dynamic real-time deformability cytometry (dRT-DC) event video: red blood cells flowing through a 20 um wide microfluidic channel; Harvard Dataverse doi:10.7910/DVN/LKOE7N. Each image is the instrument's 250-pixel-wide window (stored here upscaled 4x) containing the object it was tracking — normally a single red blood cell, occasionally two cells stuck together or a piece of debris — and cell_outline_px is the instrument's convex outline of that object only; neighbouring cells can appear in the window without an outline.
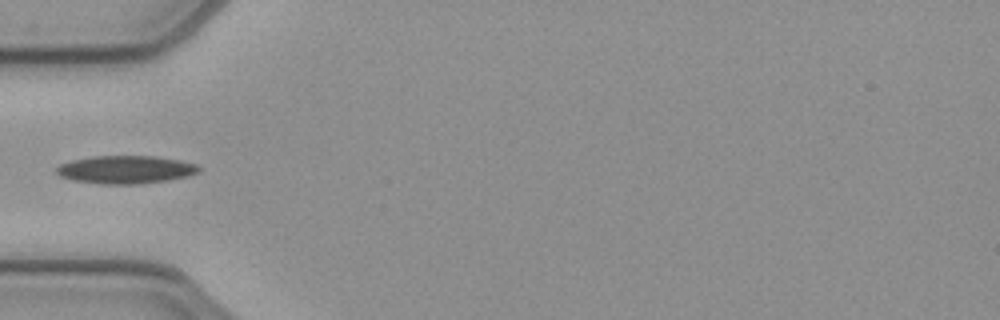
{"species": "common noctule bat (a hibernating species)", "species_latin": "Nyctalus noctula", "temperature_condition": "cold", "stored_images_in_passage": 36, "camera_frame_rate_fps": 3000, "um_per_image_px": 0.085, "animal": {"sex": "female", "body_mass_g": 21.9}, "frame": {"image": 1, "passage_image": 1, "time_ms": 0.0, "image_size_px": [1000, 320], "cell_outline_px": [[200, 172], [188, 176], [168, 180], [140, 184], [100, 184], [72, 180], [60, 176], [56, 172], [56, 168], [60, 164], [72, 160], [92, 156], [156, 156], [180, 160], [196, 164], [200, 168]], "centroid_in_image_um": [10.69, 14.42], "position_along_channel_um": 74.3, "area_um2": 23.35}}
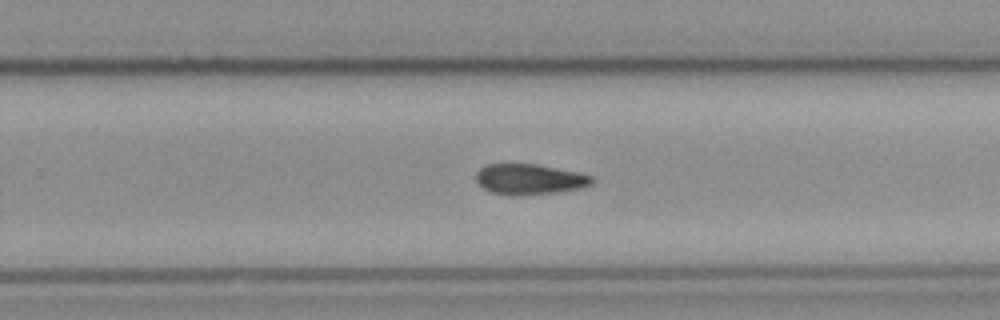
{"frame": {"image": 2, "passage_image": 17, "time_ms": 5.333, "image_size_px": [1000, 320], "cell_outline_px": [[596, 180], [592, 184], [580, 188], [556, 192], [524, 196], [508, 196], [492, 192], [484, 188], [476, 180], [476, 172], [480, 168], [488, 164], [536, 164], [576, 172], [592, 176]], "centroid_in_image_um": [45.0, 15.25], "position_along_channel_um": 284.8, "area_um2": 20.69}}
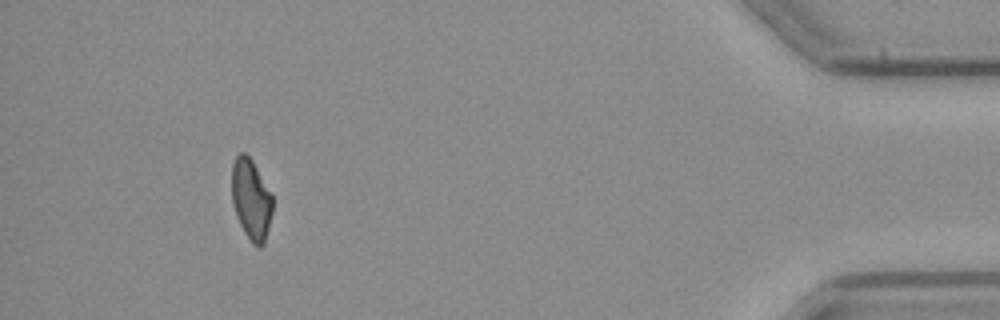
{"frame": {"image": 3, "passage_image": 32, "time_ms": 10.333, "image_size_px": [1000, 320], "cell_outline_px": [[272, 212], [264, 244], [260, 248], [252, 244], [244, 232], [236, 216], [232, 204], [232, 164], [236, 156], [240, 152], [244, 152], [252, 160], [272, 196]], "centroid_in_image_um": [21.33, 16.96], "position_along_channel_um": 413.9, "area_um2": 19.07}}